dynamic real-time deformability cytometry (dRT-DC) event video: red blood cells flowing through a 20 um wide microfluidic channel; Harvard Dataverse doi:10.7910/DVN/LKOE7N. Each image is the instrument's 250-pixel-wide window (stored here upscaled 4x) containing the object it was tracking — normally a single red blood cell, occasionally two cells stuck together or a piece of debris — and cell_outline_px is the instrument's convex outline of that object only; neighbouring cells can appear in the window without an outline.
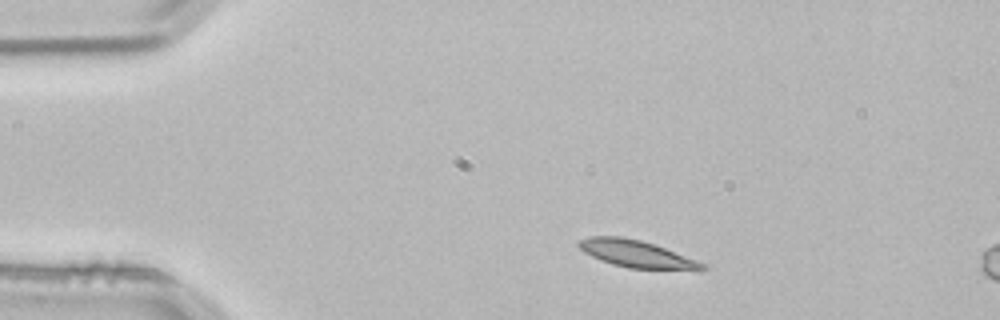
{"species": "common noctule bat (a hibernating species)", "species_latin": "Nyctalus noctula", "temperature_condition": "room temperature", "stored_images_in_passage": 3, "segment_of_instrument_passage": [1, 2], "camera_frame_rate_fps": 3000, "um_per_image_px": 0.085, "animal": {"sex": "male", "body_mass_g": 21.5, "forearm_length_mm": 52.0}, "frame": {"image": 1, "passage_image": 1, "time_ms": 0.0, "image_size_px": [1000, 320], "cell_outline_px": [[708, 268], [704, 272], [700, 272], [628, 268], [612, 264], [600, 260], [584, 252], [576, 244], [580, 240], [588, 236], [620, 236], [640, 240], [664, 248], [696, 260], [704, 264]], "centroid_in_image_um": [54.18, 21.62], "position_along_channel_um": 30.8, "area_um2": 19.94}}